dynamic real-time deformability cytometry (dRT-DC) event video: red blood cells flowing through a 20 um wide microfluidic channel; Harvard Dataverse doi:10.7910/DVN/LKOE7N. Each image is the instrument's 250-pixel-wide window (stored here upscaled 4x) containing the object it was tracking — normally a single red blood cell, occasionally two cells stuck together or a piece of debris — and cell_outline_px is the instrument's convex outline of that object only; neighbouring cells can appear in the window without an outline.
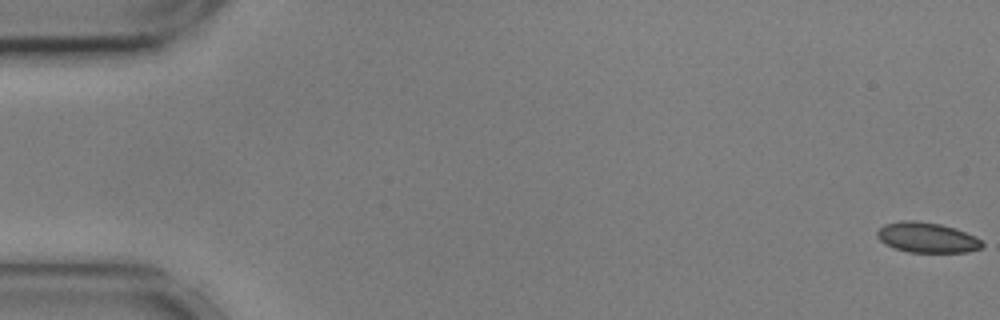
{"species": "common noctule bat (a hibernating species)", "species_latin": "Nyctalus noctula", "temperature_condition": "cold", "stored_images_in_passage": 55, "camera_frame_rate_fps": 3000, "um_per_image_px": 0.085, "animal": {"sex": "male", "body_mass_g": 17.9, "forearm_length_mm": 54.2}, "frame": {"image": 1, "passage_image": 1, "time_ms": 0.0, "image_size_px": [1000, 320], "cell_outline_px": [[984, 244], [980, 248], [968, 252], [908, 252], [884, 244], [876, 236], [876, 232], [884, 224], [900, 220], [916, 220], [940, 224], [956, 228], [980, 240]], "centroid_in_image_um": [78.74, 20.18], "position_along_channel_um": 6.3, "area_um2": 18.44}}
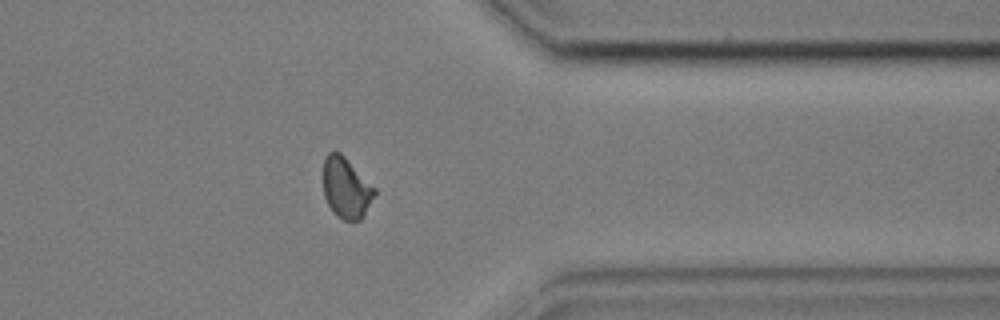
{"frame": {"image": 2, "passage_image": 45, "time_ms": 14.667, "image_size_px": [1000, 320], "cell_outline_px": [[376, 196], [360, 220], [344, 220], [336, 216], [332, 212], [324, 196], [324, 160], [328, 152], [340, 152], [376, 188]], "centroid_in_image_um": [29.44, 15.99], "position_along_channel_um": 382.0, "area_um2": 18.15}}
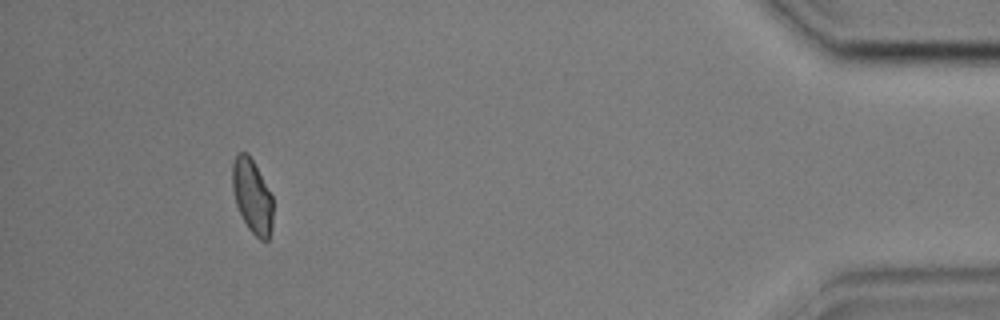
{"frame": {"image": 3, "passage_image": 52, "time_ms": 17.0, "image_size_px": [1000, 320], "cell_outline_px": [[272, 228], [268, 240], [260, 240], [248, 228], [236, 204], [232, 188], [232, 164], [236, 156], [240, 152], [248, 152], [272, 196]], "centroid_in_image_um": [21.43, 16.68], "position_along_channel_um": 413.8, "area_um2": 17.28}}